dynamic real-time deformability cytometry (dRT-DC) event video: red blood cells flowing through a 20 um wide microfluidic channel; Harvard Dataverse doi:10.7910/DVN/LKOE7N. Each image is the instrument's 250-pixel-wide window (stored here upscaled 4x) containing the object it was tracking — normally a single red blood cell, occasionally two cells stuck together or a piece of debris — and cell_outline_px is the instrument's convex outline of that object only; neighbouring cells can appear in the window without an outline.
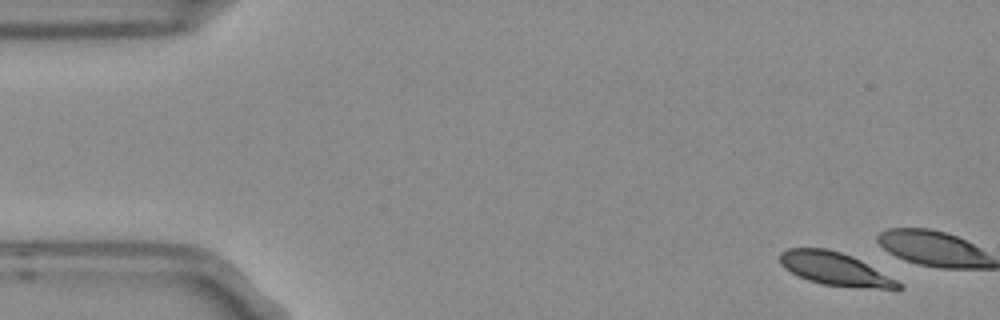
{"species": "Egyptian fruit bat (a non-hibernating species)", "species_latin": "Rousettus aegyptiacus", "temperature_condition": "room temperature", "stored_images_in_passage": 5, "camera_frame_rate_fps": 3000, "um_per_image_px": 0.085, "frame": {"image": 1, "passage_image": 1, "time_ms": 0.0, "image_size_px": [1000, 320], "cell_outline_px": [[904, 288], [876, 288], [820, 284], [808, 280], [784, 268], [780, 264], [780, 252], [788, 248], [828, 248], [852, 256], [860, 260], [896, 280]], "centroid_in_image_um": [70.91, 22.83], "position_along_channel_um": 14.1, "area_um2": 22.25}}